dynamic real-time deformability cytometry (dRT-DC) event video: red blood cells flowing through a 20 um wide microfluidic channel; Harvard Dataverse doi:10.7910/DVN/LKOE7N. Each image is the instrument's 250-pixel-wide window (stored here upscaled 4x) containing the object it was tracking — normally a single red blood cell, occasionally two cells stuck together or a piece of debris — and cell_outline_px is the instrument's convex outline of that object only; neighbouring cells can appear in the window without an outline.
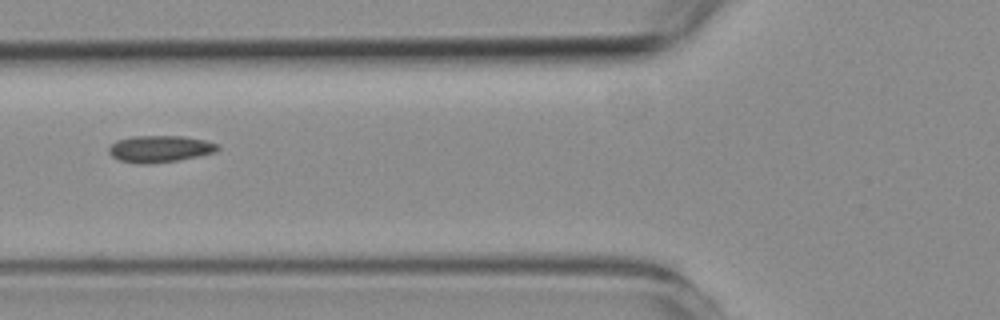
{"species": "common noctule bat (a hibernating species)", "species_latin": "Nyctalus noctula", "temperature_condition": "room temperature", "stored_images_in_passage": 7, "camera_frame_rate_fps": 3000, "um_per_image_px": 0.085, "animal": {"sex": "female", "body_mass_g": 19.3, "forearm_length_mm": 54.1}, "frame": {"image": 1, "passage_image": 7, "time_ms": 6.667, "image_size_px": [1000, 320], "cell_outline_px": [[220, 148], [216, 152], [176, 160], [148, 164], [136, 164], [120, 160], [112, 156], [108, 152], [108, 148], [116, 140], [132, 136], [184, 136], [204, 140], [216, 144]], "centroid_in_image_um": [13.54, 12.65], "position_along_channel_um": 112.3, "area_um2": 16.88}}